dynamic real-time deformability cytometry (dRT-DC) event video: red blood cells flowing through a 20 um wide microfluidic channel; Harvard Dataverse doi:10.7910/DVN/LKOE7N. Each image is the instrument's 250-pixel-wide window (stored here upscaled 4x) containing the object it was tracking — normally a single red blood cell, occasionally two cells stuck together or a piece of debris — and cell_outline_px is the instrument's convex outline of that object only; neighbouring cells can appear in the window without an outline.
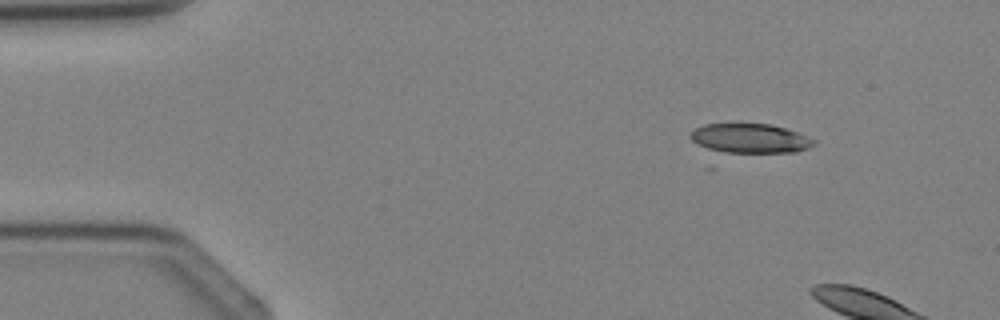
{"species": "Egyptian fruit bat (a non-hibernating species)", "species_latin": "Rousettus aegyptiacus", "temperature_condition": "cold", "stored_images_in_passage": 2, "camera_frame_rate_fps": 3000, "um_per_image_px": 0.085, "animal": {"sex": "female"}, "frame": {"image": 1, "passage_image": 1, "time_ms": 0.0, "image_size_px": [1000, 320], "cell_outline_px": [[816, 144], [808, 148], [796, 152], [724, 152], [708, 148], [692, 140], [688, 136], [696, 128], [704, 124], [772, 124], [808, 136], [816, 140]], "centroid_in_image_um": [63.8, 11.76], "position_along_channel_um": 21.2, "area_um2": 20.87}}